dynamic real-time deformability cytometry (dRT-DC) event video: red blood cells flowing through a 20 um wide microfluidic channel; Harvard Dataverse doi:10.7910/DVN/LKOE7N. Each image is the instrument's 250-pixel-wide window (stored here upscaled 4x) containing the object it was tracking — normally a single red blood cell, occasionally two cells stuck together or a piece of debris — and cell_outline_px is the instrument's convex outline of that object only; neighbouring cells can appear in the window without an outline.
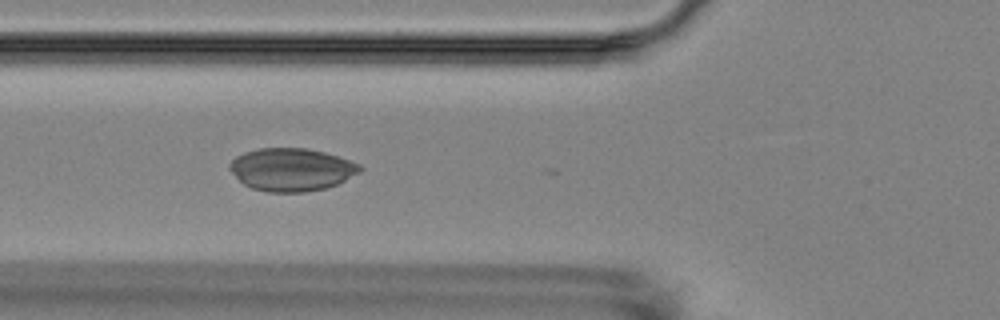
{"species": "Egyptian fruit bat (a non-hibernating species)", "species_latin": "Rousettus aegyptiacus", "temperature_condition": "room temperature", "stored_images_in_passage": 8, "camera_frame_rate_fps": 3000, "um_per_image_px": 0.085, "animal": {"sex": "female"}, "frame": {"image": 1, "passage_image": 6, "time_ms": 5.667, "image_size_px": [1000, 320], "cell_outline_px": [[364, 168], [360, 172], [336, 184], [324, 188], [304, 192], [268, 192], [252, 188], [244, 184], [228, 168], [228, 164], [236, 156], [244, 152], [260, 148], [308, 148], [324, 152], [360, 164]], "centroid_in_image_um": [24.76, 14.4], "position_along_channel_um": 101.0, "area_um2": 32.31}}
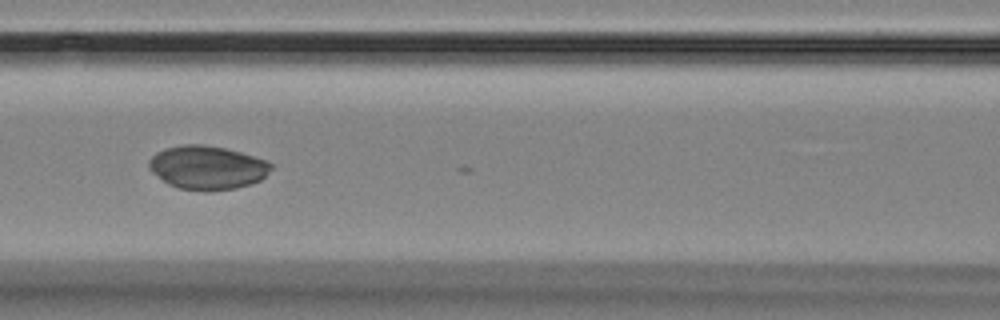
{"frame": {"image": 2, "passage_image": 7, "time_ms": 7.0, "image_size_px": [1000, 320], "cell_outline_px": [[272, 168], [260, 180], [252, 184], [236, 188], [180, 188], [168, 184], [152, 172], [148, 168], [148, 160], [156, 152], [164, 148], [180, 144], [204, 144], [224, 148], [240, 152], [264, 160], [272, 164]], "centroid_in_image_um": [17.58, 14.19], "position_along_channel_um": 149.0, "area_um2": 30.4}}